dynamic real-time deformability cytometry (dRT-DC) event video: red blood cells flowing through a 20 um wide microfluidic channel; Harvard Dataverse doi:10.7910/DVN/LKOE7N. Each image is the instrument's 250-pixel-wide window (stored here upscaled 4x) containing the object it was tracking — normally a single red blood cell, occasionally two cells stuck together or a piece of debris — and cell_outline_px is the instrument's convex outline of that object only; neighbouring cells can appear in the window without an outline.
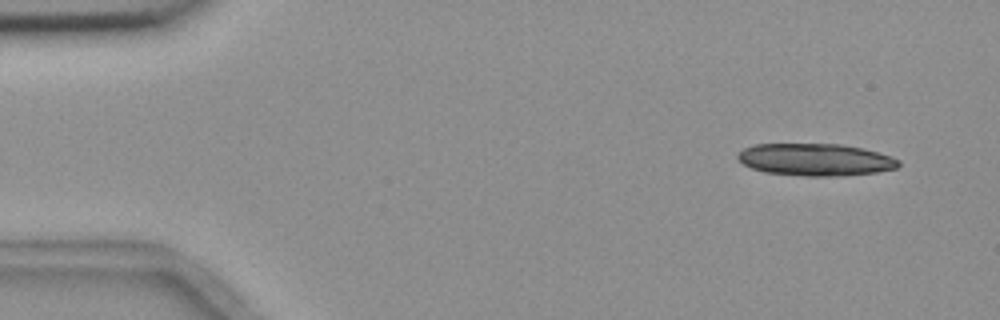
{"species": "common noctule bat (a hibernating species)", "species_latin": "Nyctalus noctula", "temperature_condition": "room temperature", "stored_images_in_passage": 5, "camera_frame_rate_fps": 3000, "um_per_image_px": 0.085, "animal": {"sex": "female", "body_mass_g": 18.4}, "frame": {"image": 1, "passage_image": 1, "time_ms": 0.0, "image_size_px": [1000, 320], "cell_outline_px": [[900, 164], [896, 168], [876, 172], [840, 176], [804, 176], [764, 172], [752, 168], [744, 164], [736, 156], [744, 148], [756, 144], [840, 144], [860, 148], [892, 156], [900, 160]], "centroid_in_image_um": [69.31, 13.57], "position_along_channel_um": 15.7, "area_um2": 30.06}}